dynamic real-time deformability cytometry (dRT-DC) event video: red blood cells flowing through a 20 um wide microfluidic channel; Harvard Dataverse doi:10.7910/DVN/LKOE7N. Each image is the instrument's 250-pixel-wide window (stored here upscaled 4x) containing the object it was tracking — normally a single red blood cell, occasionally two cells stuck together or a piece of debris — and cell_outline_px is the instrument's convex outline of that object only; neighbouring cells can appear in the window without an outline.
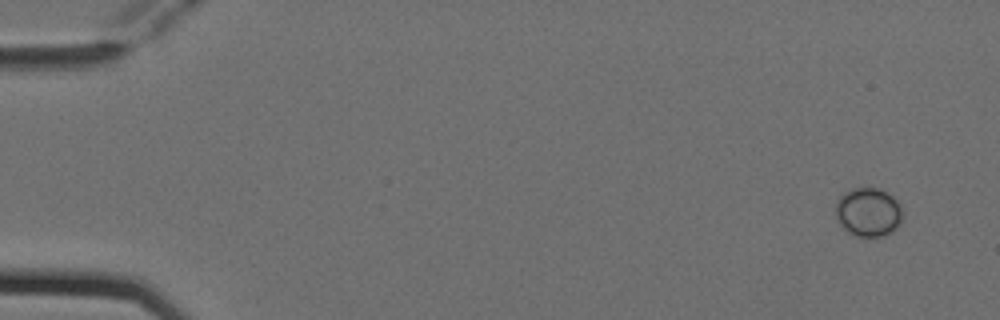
{"species": "Egyptian fruit bat (a non-hibernating species)", "species_latin": "Rousettus aegyptiacus", "temperature_condition": "cold", "stored_images_in_passage": 3, "camera_frame_rate_fps": 3000, "um_per_image_px": 0.085, "animal": {"sex": "female"}, "frame": {"image": 1, "passage_image": 1, "time_ms": 0.0, "image_size_px": [1000, 320], "cell_outline_px": [[904, 216], [900, 224], [892, 232], [884, 236], [852, 236], [844, 232], [836, 220], [836, 200], [848, 188], [880, 188], [892, 196], [900, 204], [904, 212]], "centroid_in_image_um": [73.79, 18.05], "position_along_channel_um": 11.2, "area_um2": 19.71}}